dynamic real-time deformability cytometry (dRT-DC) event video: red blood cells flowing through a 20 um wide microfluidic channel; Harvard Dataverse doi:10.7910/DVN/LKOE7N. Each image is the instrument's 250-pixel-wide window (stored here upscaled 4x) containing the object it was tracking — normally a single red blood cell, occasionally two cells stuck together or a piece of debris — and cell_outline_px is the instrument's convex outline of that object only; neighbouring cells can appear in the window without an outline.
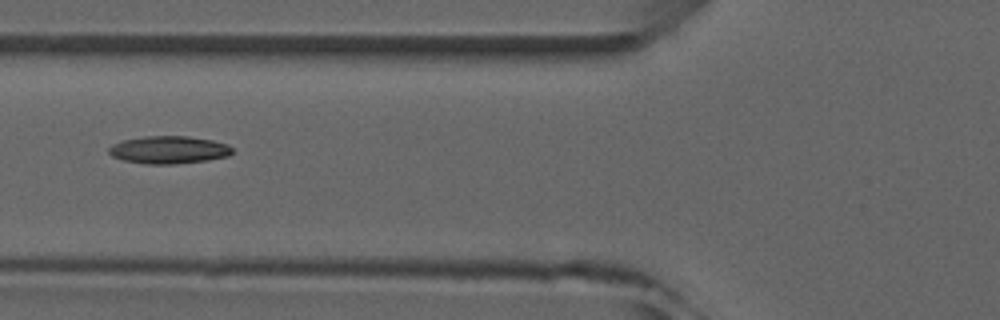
{"species": "common noctule bat (a hibernating species)", "species_latin": "Nyctalus noctula", "temperature_condition": "room temperature", "stored_images_in_passage": 6, "camera_frame_rate_fps": 3000, "um_per_image_px": 0.085, "animal": {"sex": "male", "forearm_length_mm": 52.5}, "frame": {"image": 1, "passage_image": 4, "time_ms": 3.667, "image_size_px": [1000, 320], "cell_outline_px": [[232, 152], [228, 156], [208, 160], [176, 164], [148, 164], [124, 160], [112, 156], [108, 152], [108, 148], [112, 144], [124, 140], [144, 136], [188, 136], [212, 140], [228, 144], [232, 148]], "centroid_in_image_um": [14.35, 12.73], "position_along_channel_um": 111.4, "area_um2": 19.88}}
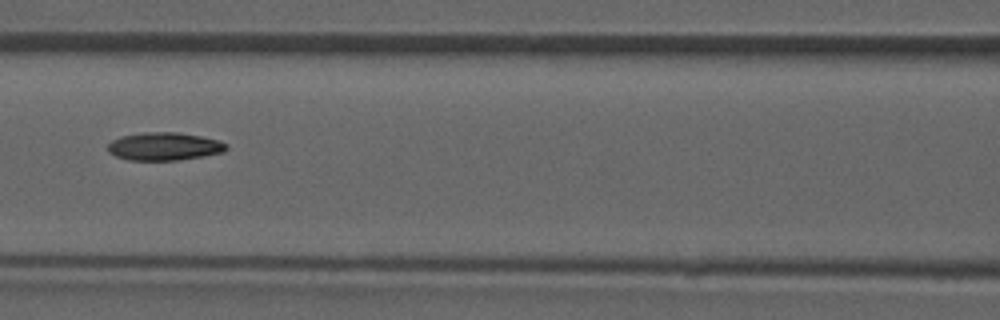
{"frame": {"image": 2, "passage_image": 5, "time_ms": 4.667, "image_size_px": [1000, 320], "cell_outline_px": [[228, 148], [224, 152], [204, 156], [176, 160], [128, 160], [116, 156], [108, 152], [108, 144], [112, 140], [120, 136], [144, 132], [176, 132], [200, 136], [220, 140], [228, 144]], "centroid_in_image_um": [13.97, 12.44], "position_along_channel_um": 152.6, "area_um2": 19.42}}